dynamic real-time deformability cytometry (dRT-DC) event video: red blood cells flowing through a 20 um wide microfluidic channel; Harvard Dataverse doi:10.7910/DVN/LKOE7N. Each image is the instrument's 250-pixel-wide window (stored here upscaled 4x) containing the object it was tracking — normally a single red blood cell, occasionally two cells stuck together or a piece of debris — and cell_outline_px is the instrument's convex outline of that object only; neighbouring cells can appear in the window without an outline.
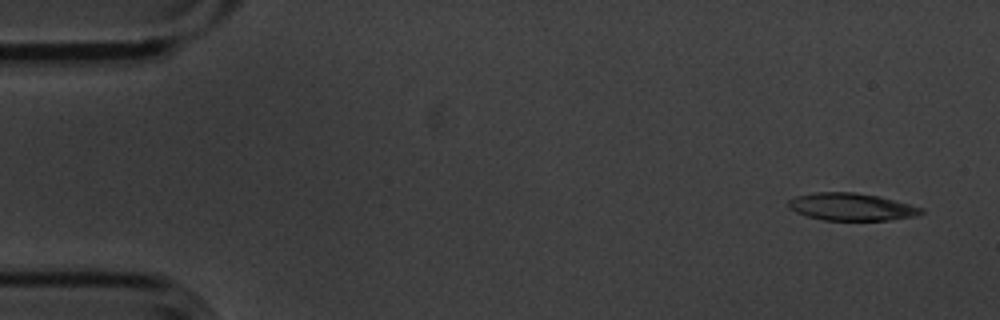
{"species": "common noctule bat (a hibernating species)", "species_latin": "Nyctalus noctula", "temperature_condition": "cold", "stored_images_in_passage": 14, "camera_frame_rate_fps": 3000, "um_per_image_px": 0.085, "animal": {"sex": "male", "body_mass_g": 20.1, "forearm_length_mm": 53.5}, "frame": {"image": 1, "passage_image": 1, "time_ms": 0.0, "image_size_px": [1000, 320], "cell_outline_px": [[924, 212], [912, 216], [888, 220], [824, 220], [808, 216], [796, 212], [788, 208], [788, 200], [796, 196], [816, 192], [856, 192], [880, 196], [924, 208]], "centroid_in_image_um": [72.35, 17.57], "position_along_channel_um": 12.6, "area_um2": 21.15}}
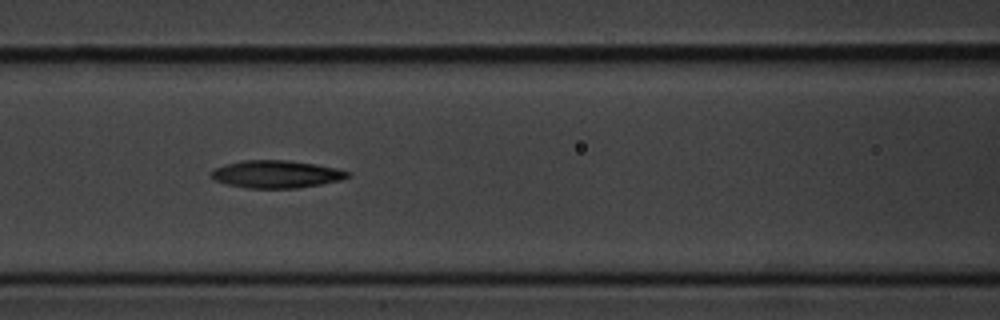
{"frame": {"image": 2, "passage_image": 6, "time_ms": 1.667, "image_size_px": [1000, 320], "cell_outline_px": [[352, 172], [348, 176], [340, 180], [320, 184], [296, 188], [244, 188], [224, 184], [216, 180], [212, 176], [212, 172], [216, 168], [228, 164], [244, 160], [288, 160], [316, 164], [340, 168]], "centroid_in_image_um": [23.53, 14.8], "position_along_channel_um": 143.1, "area_um2": 21.85}}
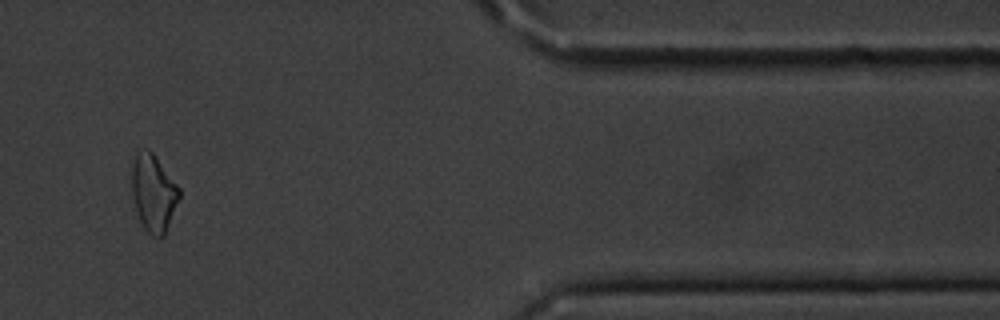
{"frame": {"image": 3, "passage_image": 12, "time_ms": 3.667, "image_size_px": [1000, 320], "cell_outline_px": [[180, 196], [164, 236], [160, 240], [152, 236], [144, 228], [140, 220], [132, 196], [132, 164], [136, 152], [148, 148], [152, 152], [180, 188]], "centroid_in_image_um": [13.04, 16.42], "position_along_channel_um": 398.4, "area_um2": 21.21}}